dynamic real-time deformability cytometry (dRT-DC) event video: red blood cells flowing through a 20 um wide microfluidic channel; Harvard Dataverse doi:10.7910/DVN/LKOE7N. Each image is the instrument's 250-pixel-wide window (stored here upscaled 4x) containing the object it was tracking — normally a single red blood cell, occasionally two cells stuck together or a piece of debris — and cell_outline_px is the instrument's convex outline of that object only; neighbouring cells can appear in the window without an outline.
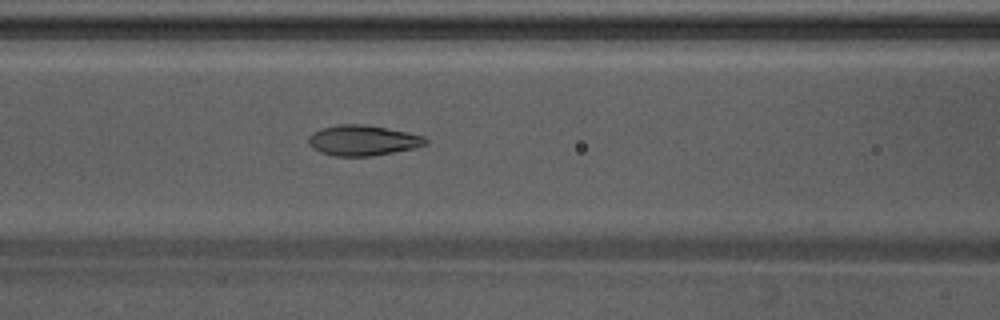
{"species": "Egyptian fruit bat (a non-hibernating species)", "species_latin": "Rousettus aegyptiacus", "temperature_condition": "warm", "stored_images_in_passage": 50, "camera_frame_rate_fps": 3000, "um_per_image_px": 0.085, "animal": {"sex": "male"}, "frame": {"image": 1, "passage_image": 19, "time_ms": 6.0, "image_size_px": [1000, 320], "cell_outline_px": [[428, 144], [416, 148], [372, 156], [336, 156], [320, 152], [312, 148], [308, 144], [308, 136], [320, 128], [340, 124], [364, 124], [408, 132], [424, 136], [428, 140]], "centroid_in_image_um": [30.85, 11.93], "position_along_channel_um": 135.8, "area_um2": 20.92}}
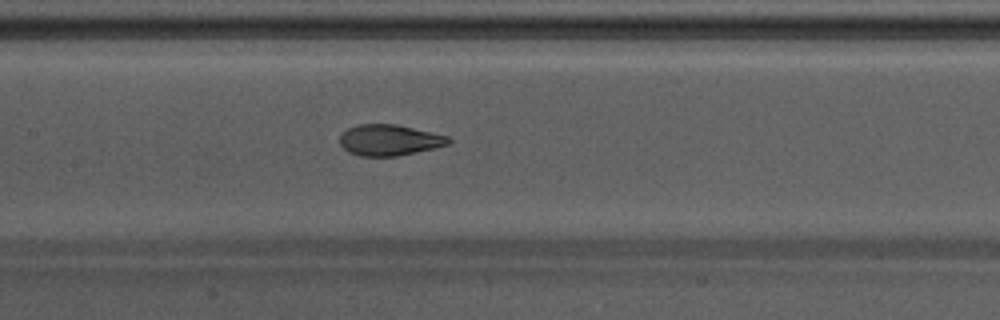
{"frame": {"image": 2, "passage_image": 22, "time_ms": 7.0, "image_size_px": [1000, 320], "cell_outline_px": [[452, 140], [448, 144], [436, 148], [396, 156], [360, 156], [348, 152], [340, 144], [340, 136], [348, 128], [360, 124], [396, 124], [448, 136]], "centroid_in_image_um": [33.1, 11.91], "position_along_channel_um": 174.3, "area_um2": 19.54}}
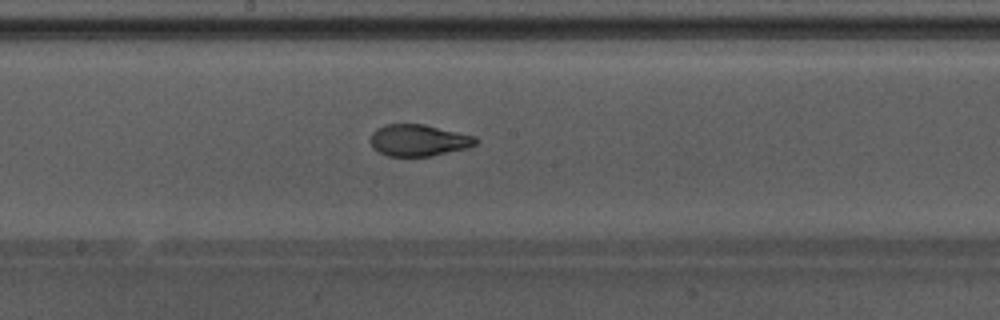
{"frame": {"image": 3, "passage_image": 25, "time_ms": 8.0, "image_size_px": [1000, 320], "cell_outline_px": [[480, 140], [476, 144], [464, 148], [432, 156], [388, 156], [372, 148], [368, 140], [372, 132], [376, 128], [384, 124], [424, 124], [476, 136]], "centroid_in_image_um": [35.54, 11.91], "position_along_channel_um": 212.7, "area_um2": 19.59}, "authors_computed_cell_mechanics": {"area_um2": 20.7791, "velocity_mm_per_s": 3.8552, "shape_relaxation_time_tau1_ms": 5.895, "shape_relaxation_time_tau2_ms": 1.3386, "deformation_change_tau1": 0.1946, "deformation_change_tau2": 0.0508}}